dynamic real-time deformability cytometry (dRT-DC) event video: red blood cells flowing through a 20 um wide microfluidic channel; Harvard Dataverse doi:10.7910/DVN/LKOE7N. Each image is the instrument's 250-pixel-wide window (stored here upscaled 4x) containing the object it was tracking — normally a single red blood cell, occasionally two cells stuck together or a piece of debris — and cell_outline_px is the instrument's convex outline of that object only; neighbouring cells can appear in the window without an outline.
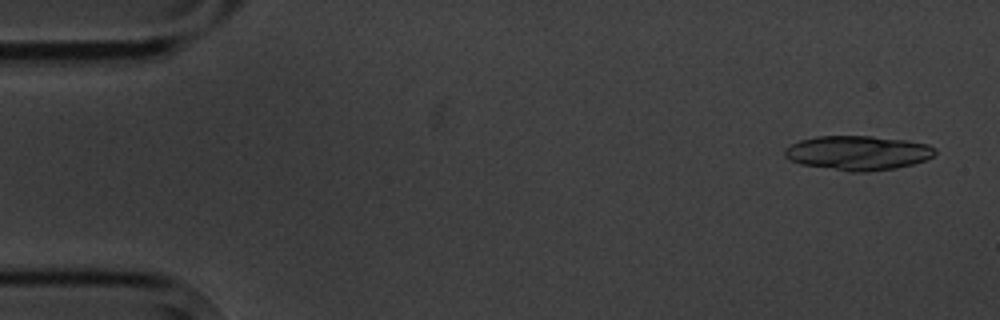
{"species": "common noctule bat (a hibernating species)", "species_latin": "Nyctalus noctula", "temperature_condition": "cold", "stored_images_in_passage": 5, "camera_frame_rate_fps": 3000, "um_per_image_px": 0.085, "animal": {"sex": "male", "body_mass_g": 20.1, "forearm_length_mm": 53.5}, "frame": {"image": 1, "passage_image": 1, "time_ms": 0.0, "image_size_px": [1000, 320], "cell_outline_px": [[936, 152], [932, 156], [924, 160], [912, 164], [896, 168], [868, 172], [848, 172], [800, 164], [784, 156], [784, 148], [800, 140], [816, 136], [872, 136], [904, 140], [928, 144], [936, 148]], "centroid_in_image_um": [72.9, 13.0], "position_along_channel_um": 12.1, "area_um2": 30.23}}